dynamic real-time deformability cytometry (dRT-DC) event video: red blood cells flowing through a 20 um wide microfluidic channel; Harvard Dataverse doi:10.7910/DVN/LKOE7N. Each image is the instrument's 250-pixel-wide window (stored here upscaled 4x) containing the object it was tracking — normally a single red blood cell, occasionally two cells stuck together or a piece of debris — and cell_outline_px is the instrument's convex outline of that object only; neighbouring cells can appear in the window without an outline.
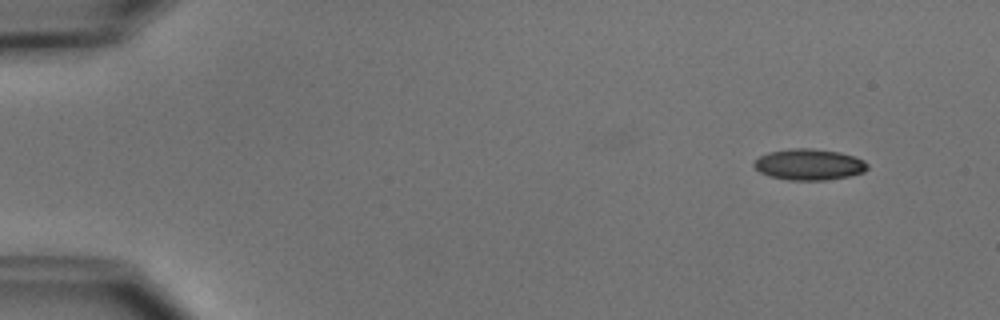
{"species": "common noctule bat (a hibernating species)", "species_latin": "Nyctalus noctula", "temperature_condition": "cold", "stored_images_in_passage": 4, "camera_frame_rate_fps": 3000, "um_per_image_px": 0.085, "animal": {"sex": "male", "body_mass_g": 15.6}, "frame": {"image": 1, "passage_image": 1, "time_ms": 0.0, "image_size_px": [1000, 320], "cell_outline_px": [[868, 168], [864, 172], [848, 176], [824, 180], [788, 180], [768, 176], [760, 172], [752, 164], [760, 156], [768, 152], [792, 148], [812, 148], [840, 152], [864, 160], [868, 164]], "centroid_in_image_um": [68.76, 13.98], "position_along_channel_um": 16.2, "area_um2": 20.58}}
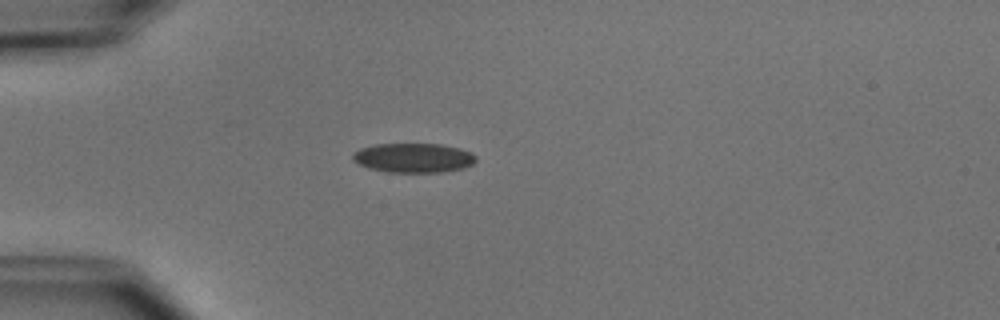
{"frame": {"image": 2, "passage_image": 4, "time_ms": 3.333, "image_size_px": [1000, 320], "cell_outline_px": [[476, 160], [472, 164], [464, 168], [440, 172], [388, 172], [368, 168], [352, 160], [352, 152], [360, 148], [376, 144], [440, 144], [460, 148], [472, 152], [476, 156]], "centroid_in_image_um": [35.14, 13.41], "position_along_channel_um": 49.9, "area_um2": 21.21}}